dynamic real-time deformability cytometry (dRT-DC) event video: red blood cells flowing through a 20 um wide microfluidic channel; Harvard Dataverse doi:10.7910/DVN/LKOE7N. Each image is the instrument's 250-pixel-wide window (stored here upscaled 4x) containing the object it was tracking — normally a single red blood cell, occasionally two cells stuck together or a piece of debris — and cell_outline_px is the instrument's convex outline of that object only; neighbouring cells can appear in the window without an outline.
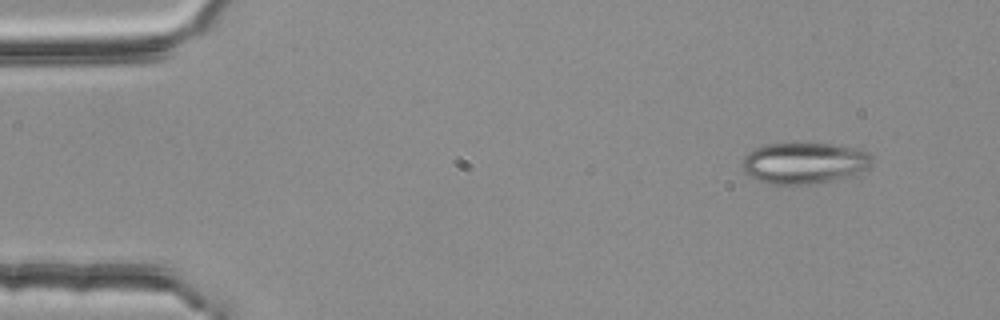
{"species": "common noctule bat (a hibernating species)", "species_latin": "Nyctalus noctula", "temperature_condition": "room temperature", "stored_images_in_passage": 50, "camera_frame_rate_fps": 3000, "um_per_image_px": 0.085, "animal": {"sex": "female", "body_mass_g": 25.1}, "frame": {"image": 1, "passage_image": 1, "time_ms": 0.0, "image_size_px": [1000, 320], "cell_outline_px": [[872, 164], [868, 168], [852, 176], [808, 184], [764, 184], [748, 176], [744, 172], [740, 164], [744, 156], [752, 148], [764, 144], [832, 144], [852, 148], [868, 152], [872, 156]], "centroid_in_image_um": [68.29, 13.87], "position_along_channel_um": 16.7, "area_um2": 31.39}}
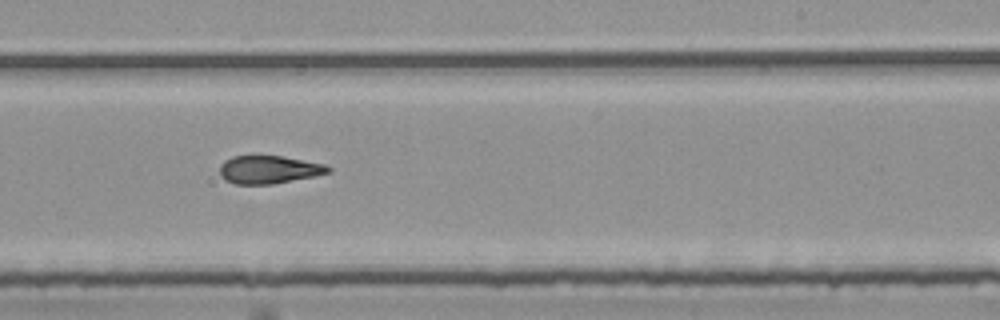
{"frame": {"image": 2, "passage_image": 29, "time_ms": 9.333, "image_size_px": [1000, 320], "cell_outline_px": [[332, 172], [316, 176], [272, 184], [236, 184], [224, 180], [220, 176], [220, 164], [224, 160], [232, 156], [252, 152], [284, 156], [324, 164], [332, 168]], "centroid_in_image_um": [22.82, 14.36], "position_along_channel_um": 266.2, "area_um2": 18.61}}
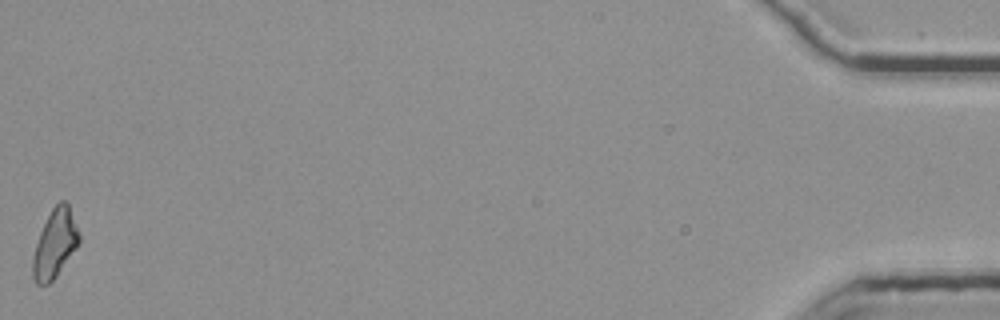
{"frame": {"image": 3, "passage_image": 50, "time_ms": 16.333, "image_size_px": [1000, 320], "cell_outline_px": [[80, 240], [76, 248], [56, 276], [48, 284], [36, 284], [32, 276], [32, 256], [40, 232], [52, 208], [60, 200], [64, 200], [68, 204], [80, 236]], "centroid_in_image_um": [4.65, 20.73], "position_along_channel_um": 430.6, "area_um2": 18.15}, "authors_computed_cell_mechanics": {"area_um2": 18.3804, "velocity_mm_per_s": 3.7926, "shape_relaxation_time_tau1_ms": null, "shape_relaxation_time_tau2_ms": 2.7549, "deformation_change_tau1": null, "deformation_change_tau2": 0.1057}}